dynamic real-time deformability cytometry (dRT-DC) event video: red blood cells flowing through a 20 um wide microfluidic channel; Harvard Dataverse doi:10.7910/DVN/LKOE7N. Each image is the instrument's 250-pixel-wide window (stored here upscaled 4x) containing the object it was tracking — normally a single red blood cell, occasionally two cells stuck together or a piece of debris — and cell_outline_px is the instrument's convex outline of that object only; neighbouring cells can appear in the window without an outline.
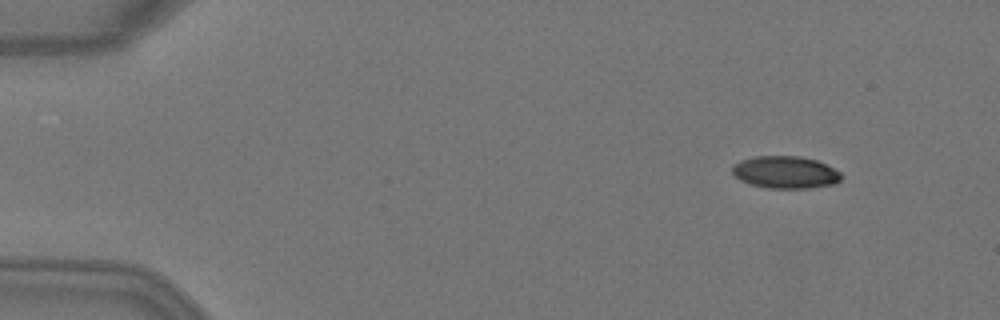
{"species": "Egyptian fruit bat (a non-hibernating species)", "species_latin": "Rousettus aegyptiacus", "temperature_condition": "warm", "stored_images_in_passage": 2, "camera_frame_rate_fps": 3000, "um_per_image_px": 0.085, "animal": {"sex": "female"}, "frame": {"image": 1, "passage_image": 2, "time_ms": 0.333, "image_size_px": [1000, 320], "cell_outline_px": [[844, 176], [836, 184], [808, 188], [768, 188], [752, 184], [740, 180], [732, 172], [732, 164], [740, 160], [756, 156], [800, 156], [816, 160], [840, 172]], "centroid_in_image_um": [66.76, 14.64], "position_along_channel_um": 18.2, "area_um2": 20.52}}